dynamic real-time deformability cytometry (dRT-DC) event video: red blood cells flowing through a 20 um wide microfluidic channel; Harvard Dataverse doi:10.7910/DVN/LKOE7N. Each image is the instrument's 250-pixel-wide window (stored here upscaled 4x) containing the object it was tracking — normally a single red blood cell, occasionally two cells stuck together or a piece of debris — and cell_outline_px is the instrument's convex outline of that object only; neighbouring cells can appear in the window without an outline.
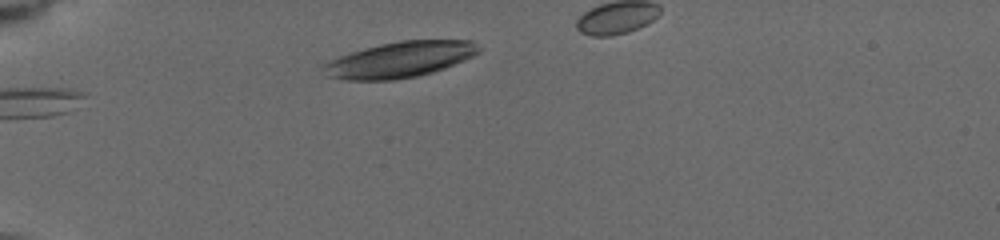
{"species": "common noctule bat (a hibernating species)", "species_latin": "Nyctalus noctula", "temperature_condition": "cold", "stored_images_in_passage": 16, "segment_of_instrument_passage": [1, 2], "camera_frame_rate_fps": 3000, "um_per_image_px": 0.085, "animal": {"sex": "female", "body_mass_g": 19.5, "forearm_length_mm": 54.1}, "frame": {"image": 1, "passage_image": 2, "time_ms": 0.333, "image_size_px": [1000, 240], "cell_outline_px": [[480, 52], [472, 56], [444, 68], [420, 76], [392, 80], [344, 80], [328, 76], [320, 68], [320, 64], [328, 60], [348, 52], [380, 44], [400, 40], [472, 40], [480, 48]], "centroid_in_image_um": [33.92, 5.07], "position_along_channel_um": 51.1, "area_um2": 32.66}}